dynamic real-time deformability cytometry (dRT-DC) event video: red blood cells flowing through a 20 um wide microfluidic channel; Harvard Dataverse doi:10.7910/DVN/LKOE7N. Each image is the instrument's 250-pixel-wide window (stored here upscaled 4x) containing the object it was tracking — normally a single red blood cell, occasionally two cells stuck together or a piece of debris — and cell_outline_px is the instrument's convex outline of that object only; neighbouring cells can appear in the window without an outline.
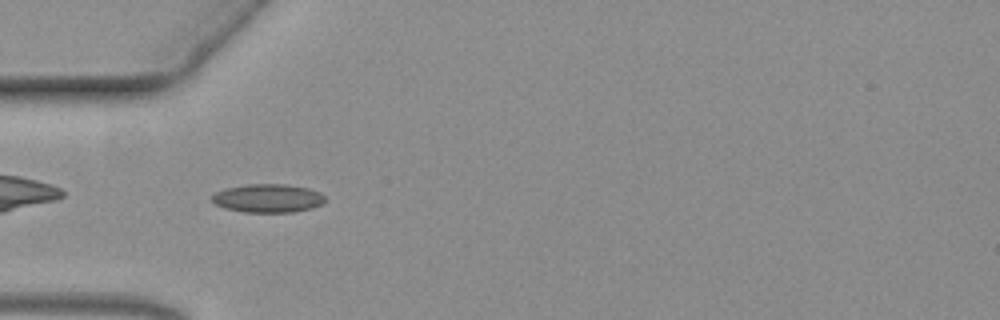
{"species": "common noctule bat (a hibernating species)", "species_latin": "Nyctalus noctula", "temperature_condition": "warm", "stored_images_in_passage": 34, "camera_frame_rate_fps": 3000, "um_per_image_px": 0.085, "animal": {"sex": "female", "body_mass_g": 19.3, "forearm_length_mm": 54.1}, "frame": {"image": 1, "passage_image": 2, "time_ms": 0.333, "image_size_px": [1000, 320], "cell_outline_px": [[324, 200], [320, 204], [312, 208], [292, 212], [244, 212], [224, 208], [208, 200], [216, 192], [228, 188], [248, 184], [288, 184], [308, 188], [320, 192], [324, 196]], "centroid_in_image_um": [22.75, 16.85], "position_along_channel_um": 62.2, "area_um2": 18.73}}
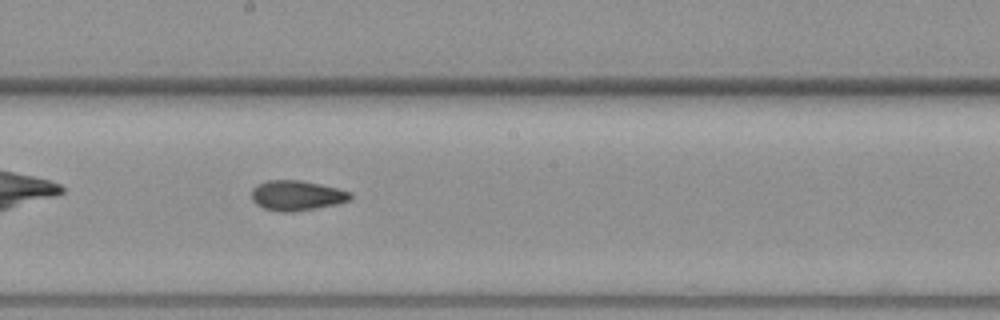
{"frame": {"image": 2, "passage_image": 16, "time_ms": 5.0, "image_size_px": [1000, 320], "cell_outline_px": [[352, 200], [336, 204], [316, 208], [292, 212], [280, 212], [264, 208], [256, 204], [252, 200], [252, 188], [256, 184], [268, 180], [300, 180], [320, 184], [352, 192]], "centroid_in_image_um": [25.22, 16.61], "position_along_channel_um": 223.0, "area_um2": 17.4}}
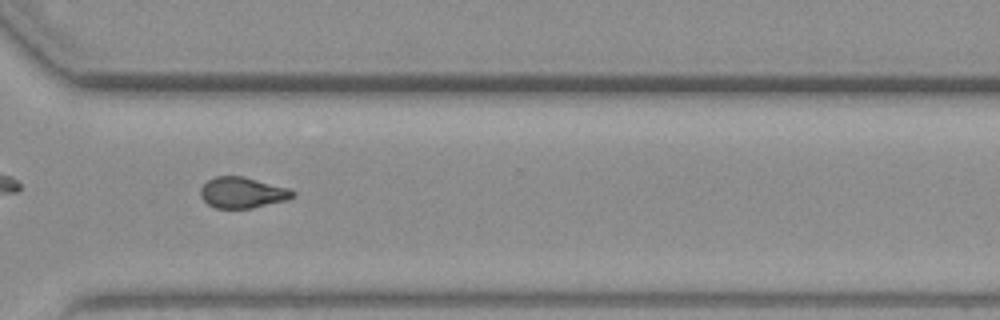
{"frame": {"image": 3, "passage_image": 27, "time_ms": 8.667, "image_size_px": [1000, 320], "cell_outline_px": [[296, 196], [288, 200], [252, 208], [216, 208], [208, 204], [200, 196], [200, 188], [208, 180], [216, 176], [244, 176], [288, 188], [296, 192]], "centroid_in_image_um": [20.63, 16.37], "position_along_channel_um": 350.0, "area_um2": 16.7}}